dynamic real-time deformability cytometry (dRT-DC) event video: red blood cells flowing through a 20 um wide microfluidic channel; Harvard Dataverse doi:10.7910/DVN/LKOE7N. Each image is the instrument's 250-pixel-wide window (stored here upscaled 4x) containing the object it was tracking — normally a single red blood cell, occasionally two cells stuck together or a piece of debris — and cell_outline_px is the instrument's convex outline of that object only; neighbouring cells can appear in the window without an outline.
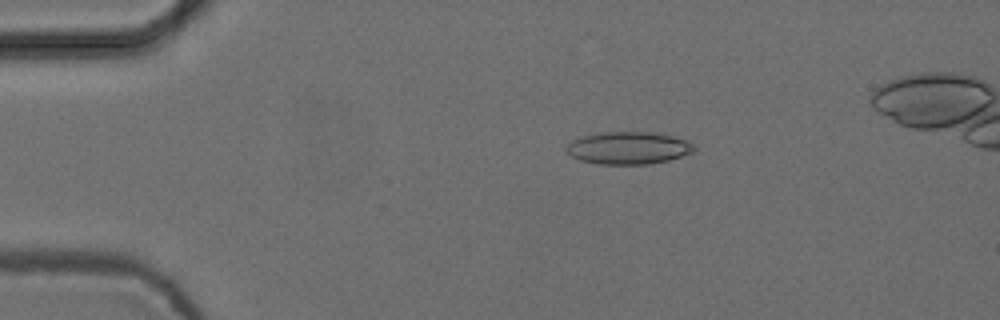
{"species": "common noctule bat (a hibernating species)", "species_latin": "Nyctalus noctula", "temperature_condition": "cold", "stored_images_in_passage": 44, "camera_frame_rate_fps": 3000, "um_per_image_px": 0.085, "animal": {"sex": "female", "body_mass_g": 24.6, "forearm_length_mm": 56.2}, "frame": {"image": 1, "passage_image": 2, "time_ms": 0.333, "image_size_px": [1000, 320], "cell_outline_px": [[696, 148], [692, 152], [668, 160], [648, 164], [600, 164], [580, 160], [564, 152], [564, 148], [572, 140], [584, 136], [604, 132], [656, 132], [688, 140]], "centroid_in_image_um": [53.39, 12.57], "position_along_channel_um": 31.6, "area_um2": 24.1}}
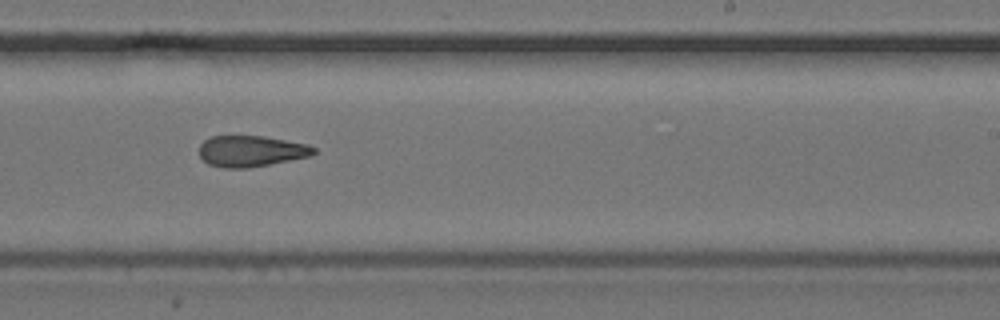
{"frame": {"image": 2, "passage_image": 25, "time_ms": 8.0, "image_size_px": [1000, 320], "cell_outline_px": [[316, 152], [308, 156], [248, 168], [224, 168], [208, 164], [200, 156], [200, 144], [204, 140], [212, 136], [264, 136], [308, 144], [316, 148]], "centroid_in_image_um": [21.32, 12.84], "position_along_channel_um": 267.7, "area_um2": 20.58}}
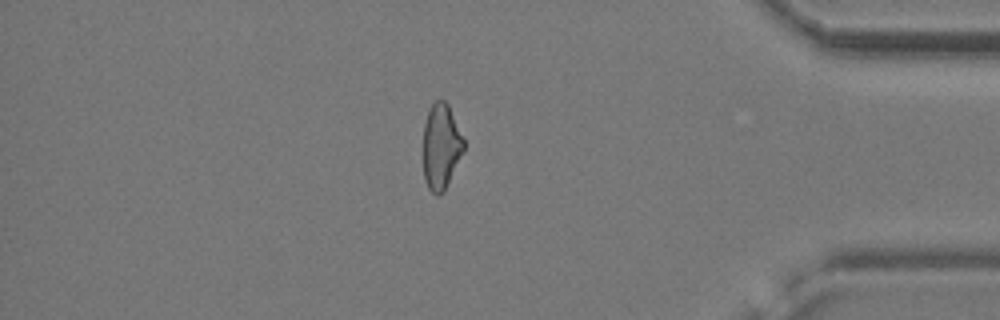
{"frame": {"image": 3, "passage_image": 38, "time_ms": 12.333, "image_size_px": [1000, 320], "cell_outline_px": [[464, 152], [444, 192], [440, 196], [436, 196], [428, 188], [424, 180], [424, 124], [428, 112], [432, 104], [436, 100], [444, 100], [448, 104], [464, 140]], "centroid_in_image_um": [37.5, 12.5], "position_along_channel_um": 397.7, "area_um2": 20.23}, "authors_computed_cell_mechanics": {"area_um2": 21.8484, "velocity_mm_per_s": 3.7571, "shape_relaxation_time_tau1_ms": null, "shape_relaxation_time_tau2_ms": 4.0441, "deformation_change_tau1": null, "deformation_change_tau2": 0.1176}}